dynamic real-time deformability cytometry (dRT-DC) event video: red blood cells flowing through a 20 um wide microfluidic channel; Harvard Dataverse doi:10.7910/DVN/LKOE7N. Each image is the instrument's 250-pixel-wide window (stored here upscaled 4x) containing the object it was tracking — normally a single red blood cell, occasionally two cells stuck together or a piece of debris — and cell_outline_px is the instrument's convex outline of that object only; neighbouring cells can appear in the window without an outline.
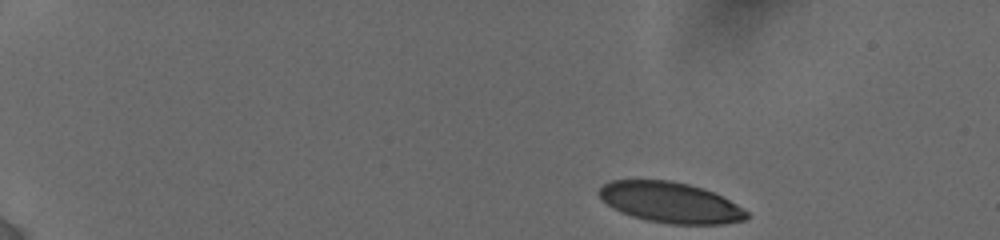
{"species": "human", "species_latin": "Homo sapiens", "temperature_condition": "cold", "stored_images_in_passage": 7, "camera_frame_rate_fps": 3000, "um_per_image_px": 0.085, "donor": {"sex": "female"}, "frame": {"image": 1, "passage_image": 1, "time_ms": 0.0, "image_size_px": [1000, 240], "cell_outline_px": [[748, 216], [744, 220], [724, 224], [668, 224], [648, 220], [632, 216], [620, 212], [612, 208], [596, 192], [604, 184], [612, 180], [672, 180], [688, 184], [712, 192], [736, 204], [748, 212]], "centroid_in_image_um": [56.96, 17.21], "position_along_channel_um": 28.0, "area_um2": 34.68}}
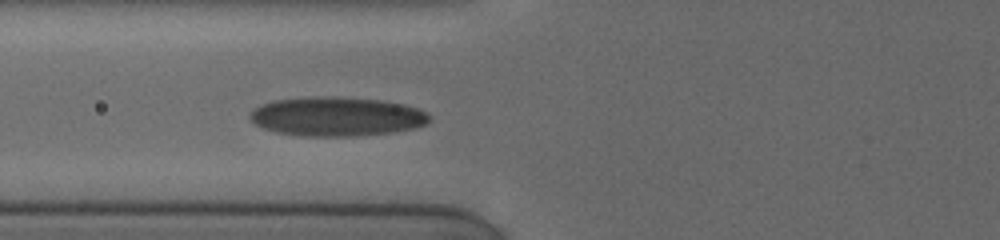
{"frame": {"image": 2, "passage_image": 7, "time_ms": 5.0, "image_size_px": [1000, 240], "cell_outline_px": [[428, 124], [412, 128], [392, 132], [352, 136], [300, 136], [276, 132], [264, 128], [248, 120], [248, 116], [260, 104], [272, 100], [316, 96], [332, 96], [380, 100], [404, 104], [420, 108], [428, 112]], "centroid_in_image_um": [28.6, 9.9], "position_along_channel_um": 97.2, "area_um2": 41.1}}